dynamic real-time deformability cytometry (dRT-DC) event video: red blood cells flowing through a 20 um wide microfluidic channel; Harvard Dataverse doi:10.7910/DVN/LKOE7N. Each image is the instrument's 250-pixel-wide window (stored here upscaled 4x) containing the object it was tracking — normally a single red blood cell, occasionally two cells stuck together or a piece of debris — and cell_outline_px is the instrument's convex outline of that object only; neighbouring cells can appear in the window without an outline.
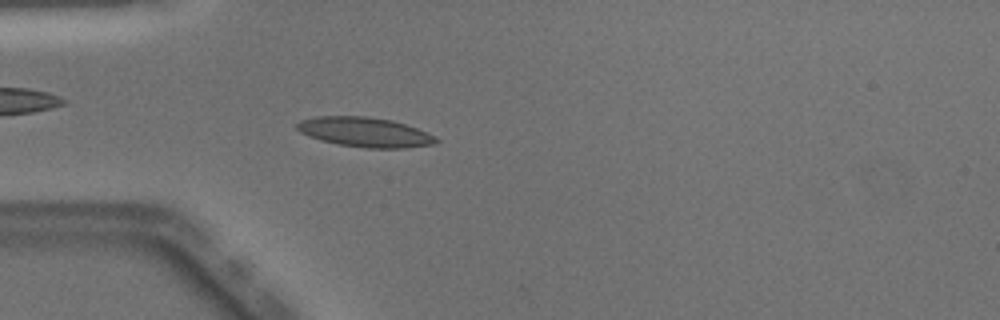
{"species": "Egyptian fruit bat (a non-hibernating species)", "species_latin": "Rousettus aegyptiacus", "temperature_condition": "warm", "stored_images_in_passage": 36, "camera_frame_rate_fps": 3000, "um_per_image_px": 0.085, "animal": {"sex": "male"}, "frame": {"image": 1, "passage_image": 2, "time_ms": 0.333, "image_size_px": [1000, 320], "cell_outline_px": [[440, 140], [436, 144], [404, 148], [368, 148], [340, 144], [320, 140], [308, 136], [300, 132], [296, 128], [296, 124], [300, 120], [316, 116], [368, 116], [392, 120], [416, 128], [436, 136]], "centroid_in_image_um": [31.02, 11.23], "position_along_channel_um": 54.0, "area_um2": 24.1}}
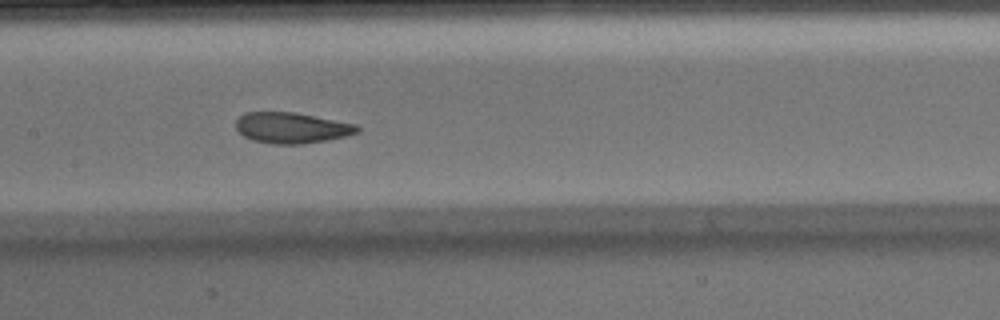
{"frame": {"image": 2, "passage_image": 12, "time_ms": 3.667, "image_size_px": [1000, 320], "cell_outline_px": [[360, 128], [356, 132], [344, 136], [328, 140], [300, 144], [272, 144], [252, 140], [244, 136], [236, 128], [236, 120], [244, 112], [296, 112], [356, 124]], "centroid_in_image_um": [24.76, 10.86], "position_along_channel_um": 182.6, "area_um2": 21.73}}
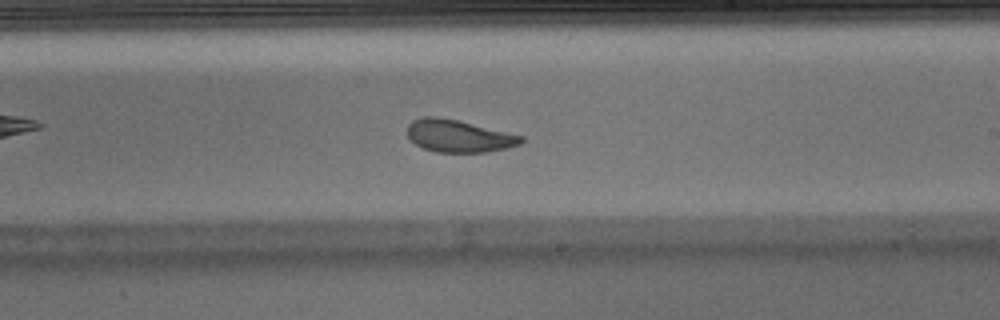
{"frame": {"image": 3, "passage_image": 17, "time_ms": 5.333, "image_size_px": [1000, 320], "cell_outline_px": [[524, 140], [520, 144], [488, 152], [436, 152], [424, 148], [416, 144], [408, 136], [408, 124], [412, 120], [424, 116], [436, 116], [456, 120], [524, 136]], "centroid_in_image_um": [38.97, 11.56], "position_along_channel_um": 250.0, "area_um2": 21.21}}